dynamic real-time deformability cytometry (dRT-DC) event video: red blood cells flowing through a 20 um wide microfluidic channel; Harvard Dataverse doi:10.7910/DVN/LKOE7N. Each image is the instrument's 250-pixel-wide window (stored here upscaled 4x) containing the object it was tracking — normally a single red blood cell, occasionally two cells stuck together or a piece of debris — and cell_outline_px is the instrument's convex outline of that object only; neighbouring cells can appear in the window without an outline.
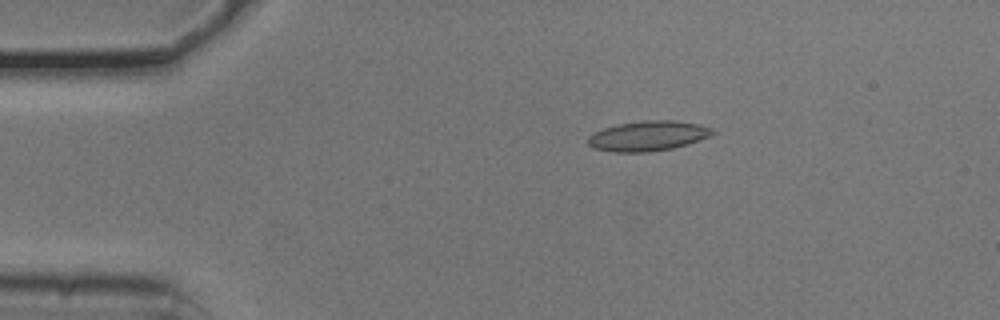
{"species": "common noctule bat (a hibernating species)", "species_latin": "Nyctalus noctula", "temperature_condition": "cold", "stored_images_in_passage": 44, "camera_frame_rate_fps": 3000, "um_per_image_px": 0.085, "animal": {"sex": "male", "body_mass_g": 20.5, "forearm_length_mm": 52.5}, "frame": {"image": 1, "passage_image": 1, "time_ms": 0.0, "image_size_px": [1000, 320], "cell_outline_px": [[716, 132], [700, 140], [688, 144], [672, 148], [648, 152], [612, 152], [592, 148], [588, 144], [588, 136], [592, 132], [616, 124], [644, 120], [672, 120], [700, 124], [712, 128]], "centroid_in_image_um": [55.05, 11.55], "position_along_channel_um": 30.0, "area_um2": 21.96}}
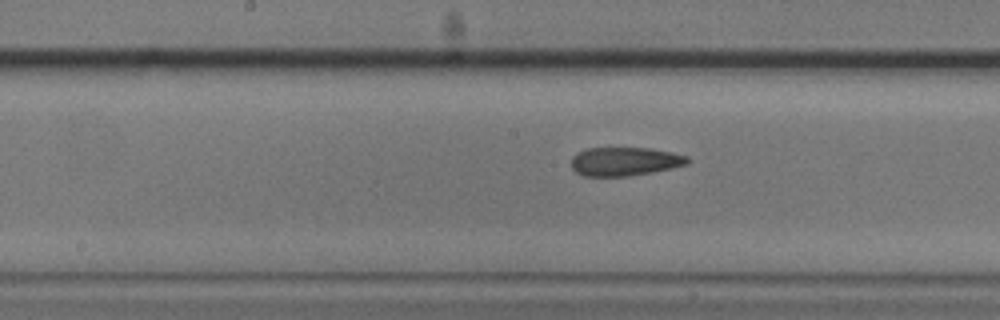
{"frame": {"image": 2, "passage_image": 18, "time_ms": 5.667, "image_size_px": [1000, 320], "cell_outline_px": [[692, 160], [688, 164], [672, 168], [652, 172], [628, 176], [584, 176], [576, 172], [572, 168], [572, 156], [576, 152], [588, 148], [652, 148], [672, 152], [688, 156]], "centroid_in_image_um": [53.13, 13.72], "position_along_channel_um": 195.1, "area_um2": 19.59}}
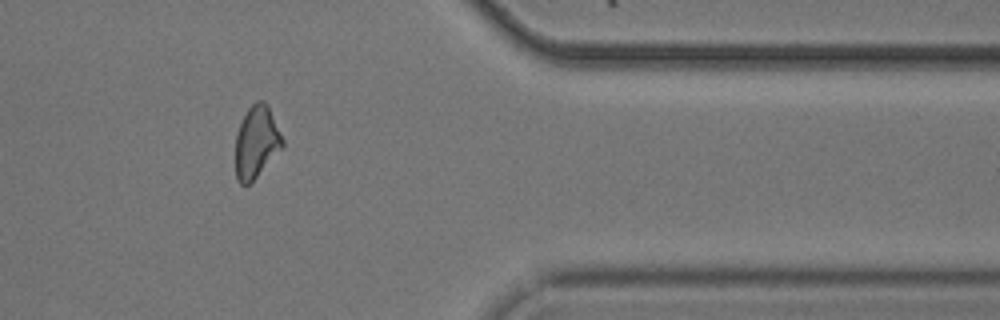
{"frame": {"image": 3, "passage_image": 35, "time_ms": 11.333, "image_size_px": [1000, 320], "cell_outline_px": [[284, 144], [256, 176], [248, 184], [240, 184], [236, 180], [236, 132], [248, 108], [256, 100], [264, 100], [268, 104], [284, 140]], "centroid_in_image_um": [21.78, 12.02], "position_along_channel_um": 389.6, "area_um2": 19.42}, "authors_computed_cell_mechanics": {"area_um2": 20.23, "velocity_mm_per_s": 3.7793, "shape_relaxation_time_tau1_ms": 9.1974, "shape_relaxation_time_tau2_ms": 3.3834, "deformation_change_tau1": 0.1716, "deformation_change_tau2": 0.0974}}